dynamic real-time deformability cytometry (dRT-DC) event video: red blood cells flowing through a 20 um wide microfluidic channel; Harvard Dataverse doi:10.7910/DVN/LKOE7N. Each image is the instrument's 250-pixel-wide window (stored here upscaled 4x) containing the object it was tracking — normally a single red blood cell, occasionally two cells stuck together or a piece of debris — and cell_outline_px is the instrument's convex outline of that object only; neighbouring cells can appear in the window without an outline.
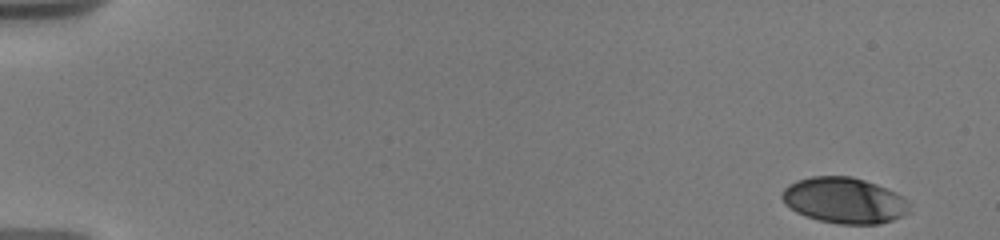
{"species": "human", "species_latin": "Homo sapiens", "temperature_condition": "warm", "stored_images_in_passage": 43, "camera_frame_rate_fps": 3000, "um_per_image_px": 0.085, "donor": {"sex": "male"}, "frame": {"image": 1, "passage_image": 1, "time_ms": 0.0, "image_size_px": [1000, 240], "cell_outline_px": [[912, 204], [908, 212], [904, 216], [880, 224], [840, 224], [820, 220], [804, 216], [796, 212], [784, 204], [780, 196], [784, 188], [788, 184], [796, 180], [812, 176], [852, 176], [876, 184], [896, 192], [904, 196]], "centroid_in_image_um": [71.77, 17.03], "position_along_channel_um": 13.2, "area_um2": 34.51}}
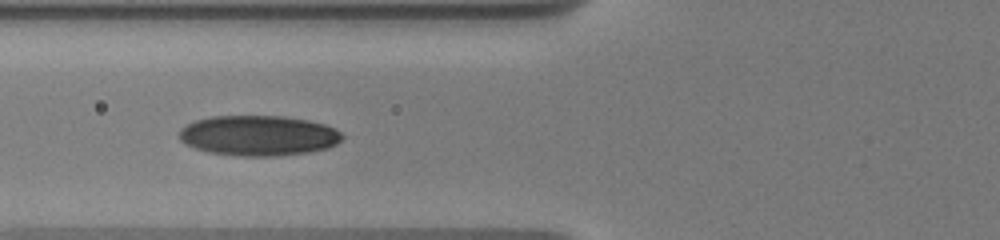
{"frame": {"image": 2, "passage_image": 29, "time_ms": 6.667, "image_size_px": [1000, 240], "cell_outline_px": [[344, 136], [336, 144], [328, 148], [308, 152], [276, 156], [240, 156], [208, 152], [184, 144], [180, 140], [180, 128], [196, 120], [212, 116], [284, 116], [308, 120], [324, 124], [336, 128]], "centroid_in_image_um": [21.98, 11.52], "position_along_channel_um": 103.8, "area_um2": 38.32}}
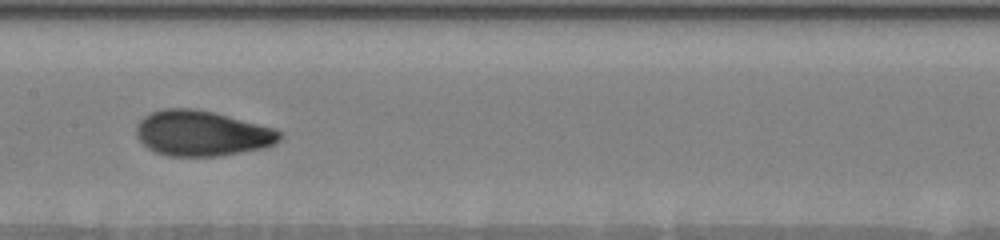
{"frame": {"image": 3, "passage_image": 42, "time_ms": 9.0, "image_size_px": [1000, 240], "cell_outline_px": [[284, 136], [276, 144], [264, 148], [220, 156], [168, 156], [156, 152], [148, 148], [136, 136], [136, 124], [148, 112], [160, 108], [196, 108], [276, 128], [284, 132]], "centroid_in_image_um": [17.18, 11.32], "position_along_channel_um": 190.2, "area_um2": 38.44}}